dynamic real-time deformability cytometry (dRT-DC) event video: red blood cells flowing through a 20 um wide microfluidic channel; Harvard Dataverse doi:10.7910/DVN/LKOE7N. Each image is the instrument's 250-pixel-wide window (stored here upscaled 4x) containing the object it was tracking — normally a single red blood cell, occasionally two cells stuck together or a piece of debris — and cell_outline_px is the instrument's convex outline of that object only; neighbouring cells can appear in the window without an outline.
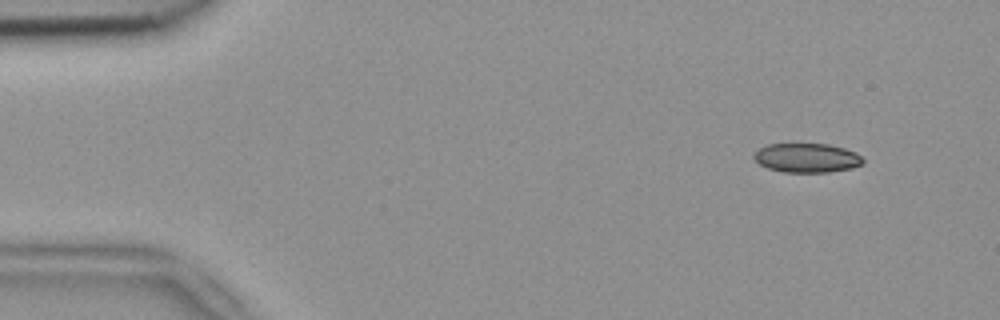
{"species": "common noctule bat (a hibernating species)", "species_latin": "Nyctalus noctula", "temperature_condition": "room temperature", "stored_images_in_passage": 5, "camera_frame_rate_fps": 3000, "um_per_image_px": 0.085, "animal": {"sex": "female", "body_mass_g": 18.4}, "frame": {"image": 1, "passage_image": 5, "time_ms": 1.333, "image_size_px": [1000, 320], "cell_outline_px": [[864, 164], [852, 168], [828, 172], [784, 172], [768, 168], [760, 164], [752, 156], [760, 148], [768, 144], [828, 144], [844, 148], [856, 152], [864, 160]], "centroid_in_image_um": [68.61, 13.42], "position_along_channel_um": 16.4, "area_um2": 18.5}}